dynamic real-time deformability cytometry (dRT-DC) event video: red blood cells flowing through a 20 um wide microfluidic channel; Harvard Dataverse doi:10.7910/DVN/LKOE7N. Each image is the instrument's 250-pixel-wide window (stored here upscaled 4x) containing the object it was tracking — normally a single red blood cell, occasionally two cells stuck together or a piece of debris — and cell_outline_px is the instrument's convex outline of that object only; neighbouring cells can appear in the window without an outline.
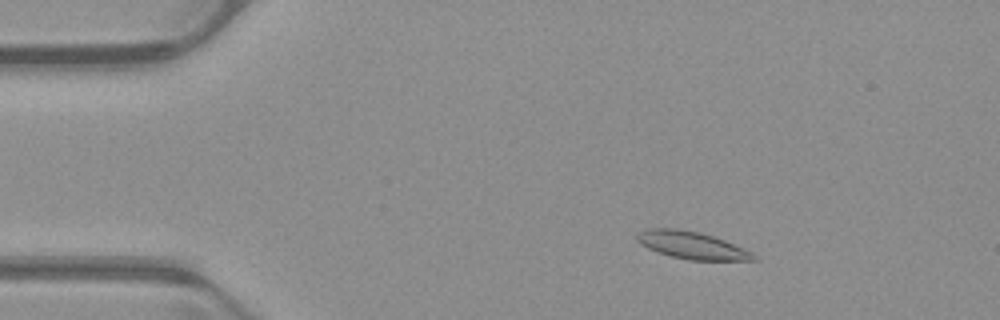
{"species": "common noctule bat (a hibernating species)", "species_latin": "Nyctalus noctula", "temperature_condition": "warm", "stored_images_in_passage": 53, "camera_frame_rate_fps": 3000, "um_per_image_px": 0.085, "animal": {"sex": "male", "body_mass_g": 23.1, "forearm_length_mm": 52.7}, "frame": {"image": 1, "passage_image": 9, "time_ms": 2.667, "image_size_px": [1000, 320], "cell_outline_px": [[756, 260], [688, 260], [656, 252], [640, 244], [636, 240], [636, 232], [648, 228], [676, 228], [700, 232], [724, 240], [752, 252], [756, 256]], "centroid_in_image_um": [58.74, 20.84], "position_along_channel_um": 26.3, "area_um2": 18.61}}
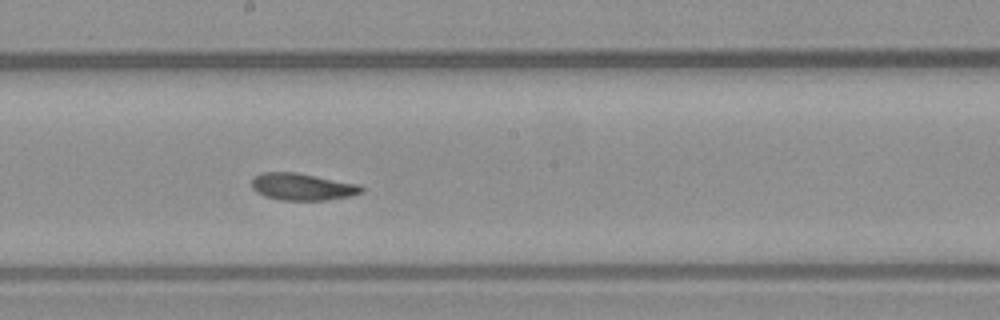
{"frame": {"image": 2, "passage_image": 29, "time_ms": 9.333, "image_size_px": [1000, 320], "cell_outline_px": [[364, 192], [352, 196], [328, 200], [280, 200], [264, 196], [256, 192], [252, 188], [252, 176], [260, 172], [296, 172], [360, 184], [364, 188]], "centroid_in_image_um": [25.71, 15.87], "position_along_channel_um": 222.5, "area_um2": 17.63}}
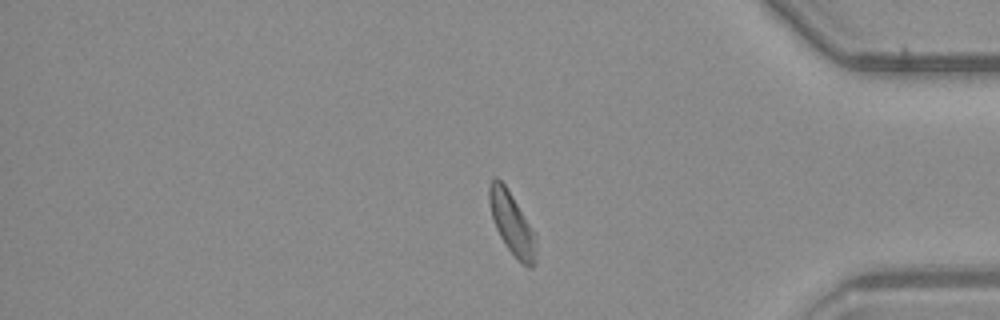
{"frame": {"image": 3, "passage_image": 44, "time_ms": 14.333, "image_size_px": [1000, 320], "cell_outline_px": [[536, 264], [532, 268], [528, 268], [520, 264], [516, 260], [500, 236], [496, 228], [492, 216], [488, 200], [488, 184], [492, 176], [496, 176], [504, 184], [536, 232]], "centroid_in_image_um": [43.53, 19.03], "position_along_channel_um": 391.7, "area_um2": 17.4}, "authors_computed_cell_mechanics": {"area_um2": 17.6868, "velocity_mm_per_s": 3.9306, "shape_relaxation_time_tau1_ms": 6.0086, "shape_relaxation_time_tau2_ms": 3.5304, "deformation_change_tau1": 0.1722, "deformation_change_tau2": 0.1032}}